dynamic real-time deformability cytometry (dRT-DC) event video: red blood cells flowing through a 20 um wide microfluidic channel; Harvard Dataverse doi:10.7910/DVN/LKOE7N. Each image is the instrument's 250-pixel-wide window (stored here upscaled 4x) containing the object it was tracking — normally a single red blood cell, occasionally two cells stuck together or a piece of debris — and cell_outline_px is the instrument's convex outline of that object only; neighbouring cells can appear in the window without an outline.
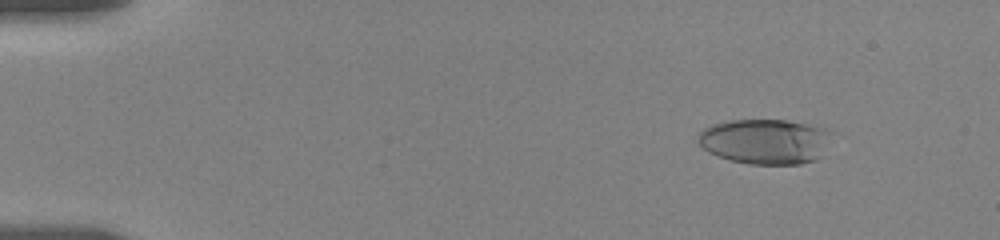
{"species": "human", "species_latin": "Homo sapiens", "temperature_condition": "room temperature", "stored_images_in_passage": 83, "camera_frame_rate_fps": 3000, "um_per_image_px": 0.085, "donor": {"sex": "female"}, "frame": {"image": 1, "passage_image": 14, "time_ms": 2.0, "image_size_px": [1000, 240], "cell_outline_px": [[832, 132], [816, 160], [800, 164], [748, 164], [716, 156], [708, 152], [696, 140], [700, 132], [704, 128], [712, 124], [728, 120], [788, 120], [828, 128]], "centroid_in_image_um": [65.0, 12.01], "position_along_channel_um": 20.0, "area_um2": 35.08}}
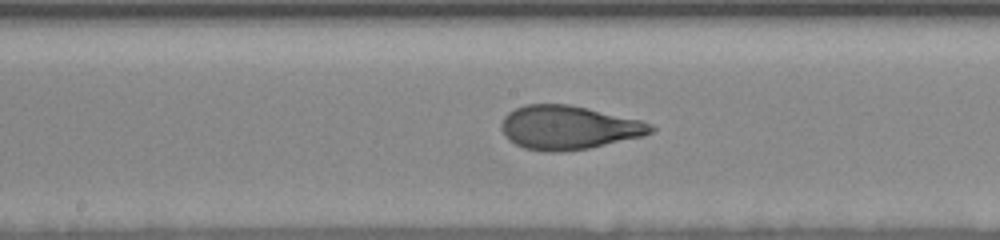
{"frame": {"image": 2, "passage_image": 59, "time_ms": 10.0, "image_size_px": [1000, 240], "cell_outline_px": [[656, 128], [652, 132], [644, 136], [588, 148], [564, 152], [552, 152], [524, 148], [508, 140], [504, 136], [500, 128], [500, 124], [504, 116], [508, 112], [524, 104], [568, 104], [588, 108], [640, 120], [652, 124]], "centroid_in_image_um": [48.3, 10.84], "position_along_channel_um": 199.9, "area_um2": 38.26}}
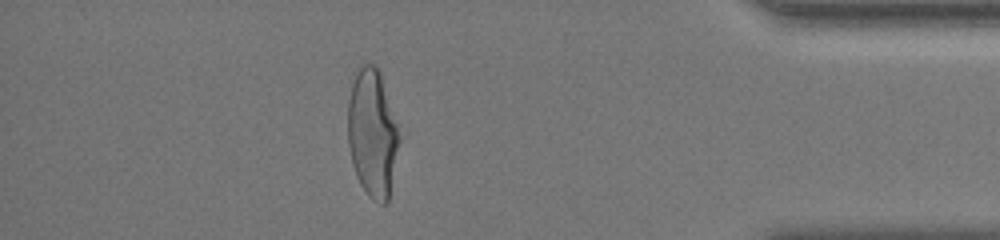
{"frame": {"image": 3, "passage_image": 82, "time_ms": 16.667, "image_size_px": [1000, 240], "cell_outline_px": [[400, 140], [388, 200], [384, 204], [380, 204], [372, 200], [368, 196], [360, 184], [356, 176], [352, 164], [348, 144], [348, 100], [352, 84], [360, 64], [364, 60], [376, 64], [380, 72], [400, 136]], "centroid_in_image_um": [31.64, 11.31], "position_along_channel_um": 403.6, "area_um2": 38.32}, "authors_computed_cell_mechanics": {"area_um2": 36.8764, "velocity_mm_per_s": 3.5668, "shape_relaxation_time_tau1_ms": 5.6721, "shape_relaxation_time_tau2_ms": 1.0351, "deformation_change_tau1": 0.2302, "deformation_change_tau2": 0.0825}}